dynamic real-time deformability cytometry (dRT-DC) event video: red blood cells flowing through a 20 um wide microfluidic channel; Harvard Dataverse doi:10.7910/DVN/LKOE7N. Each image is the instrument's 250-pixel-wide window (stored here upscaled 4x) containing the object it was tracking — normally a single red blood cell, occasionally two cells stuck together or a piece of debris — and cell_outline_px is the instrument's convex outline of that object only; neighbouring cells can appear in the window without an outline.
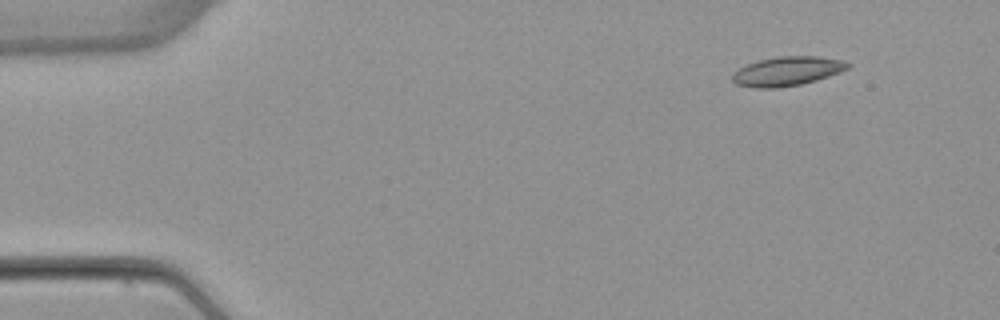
{"species": "common noctule bat (a hibernating species)", "species_latin": "Nyctalus noctula", "temperature_condition": "warm", "stored_images_in_passage": 48, "camera_frame_rate_fps": 3000, "um_per_image_px": 0.085, "animal": {"sex": "female", "body_mass_g": 22.7, "forearm_length_mm": 54.2}, "frame": {"image": 1, "passage_image": 1, "time_ms": 0.0, "image_size_px": [1000, 320], "cell_outline_px": [[852, 64], [848, 68], [840, 72], [816, 80], [800, 84], [780, 88], [752, 88], [736, 84], [732, 80], [732, 76], [740, 68], [748, 64], [760, 60], [776, 56], [816, 56], [844, 60]], "centroid_in_image_um": [66.93, 6.05], "position_along_channel_um": 18.1, "area_um2": 19.59}}
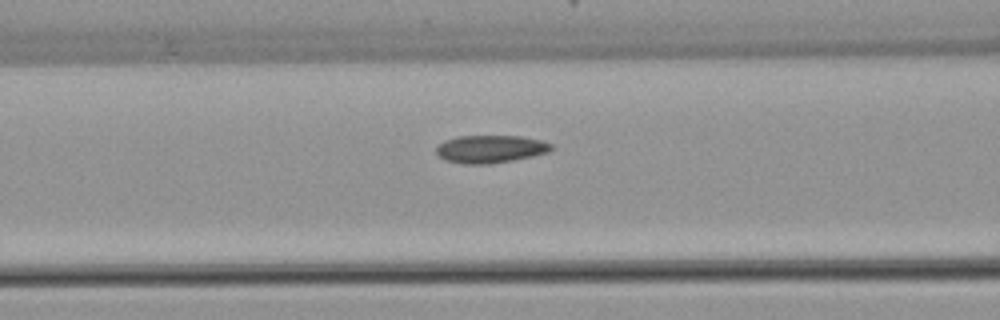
{"frame": {"image": 2, "passage_image": 17, "time_ms": 5.333, "image_size_px": [1000, 320], "cell_outline_px": [[556, 148], [548, 152], [532, 156], [512, 160], [488, 164], [464, 164], [444, 160], [436, 152], [436, 148], [444, 140], [456, 136], [520, 136], [540, 140], [552, 144]], "centroid_in_image_um": [41.69, 12.66], "position_along_channel_um": 124.9, "area_um2": 18.61}}
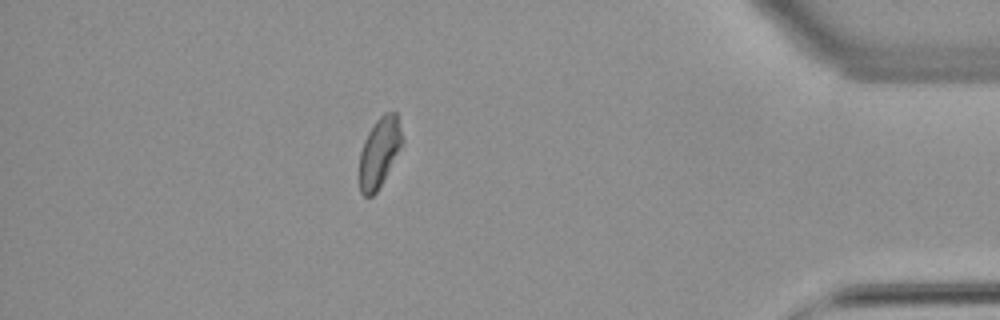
{"frame": {"image": 3, "passage_image": 42, "time_ms": 13.667, "image_size_px": [1000, 320], "cell_outline_px": [[404, 140], [400, 148], [376, 192], [372, 196], [364, 196], [360, 192], [360, 152], [364, 140], [368, 132], [376, 120], [384, 112], [396, 112]], "centroid_in_image_um": [32.24, 12.91], "position_along_channel_um": 403.0, "area_um2": 17.05}, "authors_computed_cell_mechanics": {"area_um2": 18.5249, "velocity_mm_per_s": 3.864, "shape_relaxation_time_tau1_ms": 8.5713, "shape_relaxation_time_tau2_ms": 4.8348, "deformation_change_tau1": 0.1613, "deformation_change_tau2": 0.081}}